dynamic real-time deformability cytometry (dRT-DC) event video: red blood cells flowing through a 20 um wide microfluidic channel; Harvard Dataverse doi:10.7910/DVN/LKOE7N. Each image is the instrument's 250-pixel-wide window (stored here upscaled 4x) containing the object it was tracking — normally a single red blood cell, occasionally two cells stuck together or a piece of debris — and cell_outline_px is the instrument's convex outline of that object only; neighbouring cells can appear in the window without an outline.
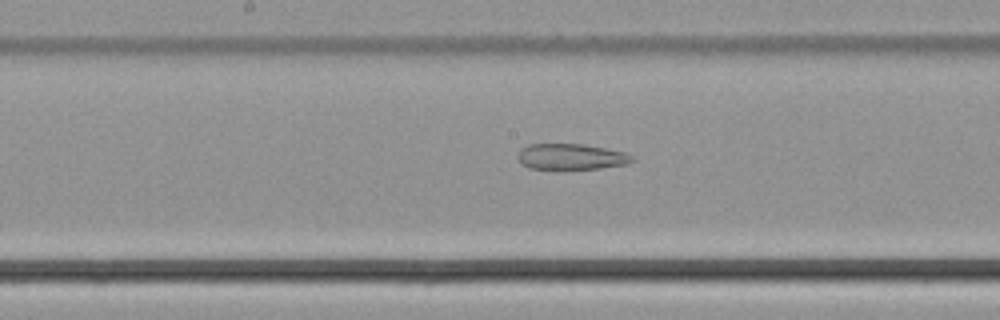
{"species": "common noctule bat (a hibernating species)", "species_latin": "Nyctalus noctula", "temperature_condition": "cold", "stored_images_in_passage": 50, "camera_frame_rate_fps": 3000, "um_per_image_px": 0.085, "animal": {"sex": "male", "body_mass_g": 21.5, "forearm_length_mm": 52.0}, "frame": {"image": 1, "passage_image": 26, "time_ms": 8.333, "image_size_px": [1000, 320], "cell_outline_px": [[636, 160], [628, 164], [600, 168], [528, 168], [520, 164], [516, 156], [520, 148], [528, 144], [584, 144], [624, 152], [632, 156]], "centroid_in_image_um": [48.51, 13.31], "position_along_channel_um": 199.7, "area_um2": 17.22}}
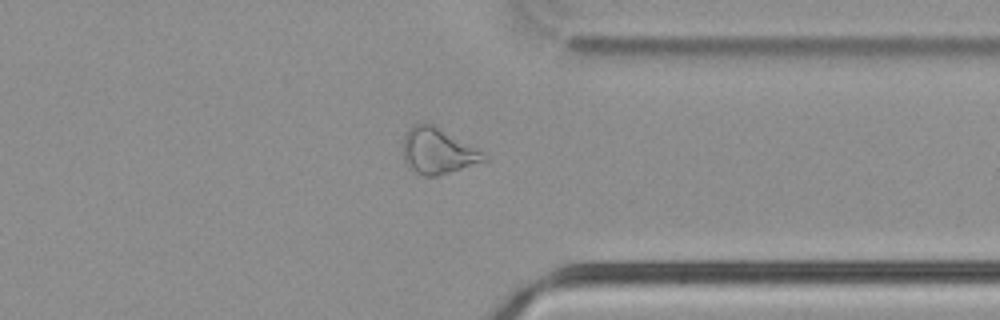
{"frame": {"image": 2, "passage_image": 39, "time_ms": 12.667, "image_size_px": [1000, 320], "cell_outline_px": [[488, 160], [436, 176], [424, 176], [416, 172], [404, 160], [404, 136], [416, 124], [432, 124], [484, 152]], "centroid_in_image_um": [37.24, 12.85], "position_along_channel_um": 374.2, "area_um2": 20.87}}
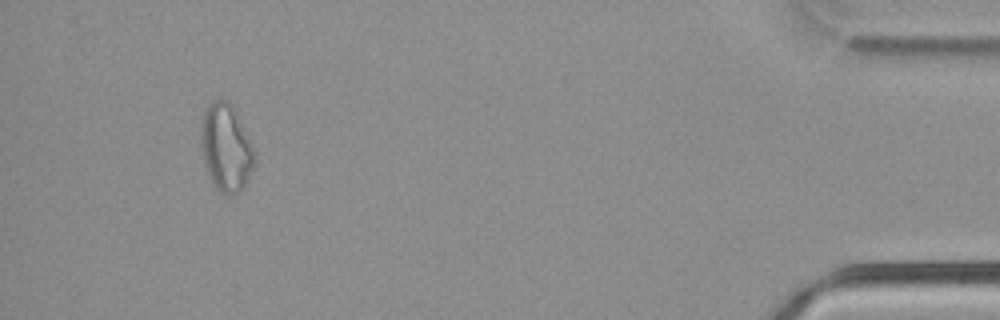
{"frame": {"image": 3, "passage_image": 47, "time_ms": 15.333, "image_size_px": [1000, 320], "cell_outline_px": [[256, 152], [252, 168], [244, 188], [236, 192], [224, 196], [220, 192], [212, 180], [204, 164], [200, 144], [200, 124], [204, 112], [208, 104], [212, 100], [228, 100], [232, 104]], "centroid_in_image_um": [19.19, 12.52], "position_along_channel_um": 416.0, "area_um2": 27.28}}